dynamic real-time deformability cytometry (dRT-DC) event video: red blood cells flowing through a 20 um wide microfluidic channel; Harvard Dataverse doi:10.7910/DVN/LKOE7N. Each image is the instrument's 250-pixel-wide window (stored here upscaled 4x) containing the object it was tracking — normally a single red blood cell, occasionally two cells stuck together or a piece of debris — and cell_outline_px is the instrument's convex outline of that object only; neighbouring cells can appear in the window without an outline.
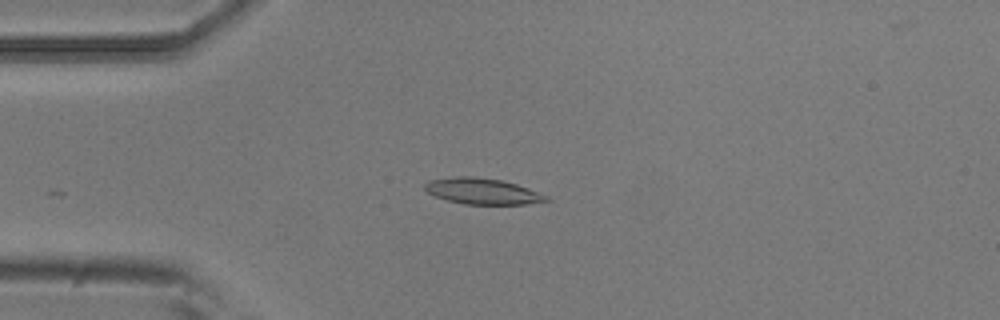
{"species": "common noctule bat (a hibernating species)", "species_latin": "Nyctalus noctula", "temperature_condition": "room temperature", "stored_images_in_passage": 5, "camera_frame_rate_fps": 3000, "um_per_image_px": 0.085, "animal": {"sex": "male", "body_mass_g": 20.5, "forearm_length_mm": 52.5}, "frame": {"image": 1, "passage_image": 3, "time_ms": 0.667, "image_size_px": [1000, 320], "cell_outline_px": [[552, 200], [528, 204], [464, 204], [448, 200], [436, 196], [428, 192], [424, 188], [424, 184], [428, 180], [456, 176], [472, 176], [500, 180], [516, 184], [528, 188], [548, 196]], "centroid_in_image_um": [41.01, 16.25], "position_along_channel_um": 44.0, "area_um2": 18.32}}
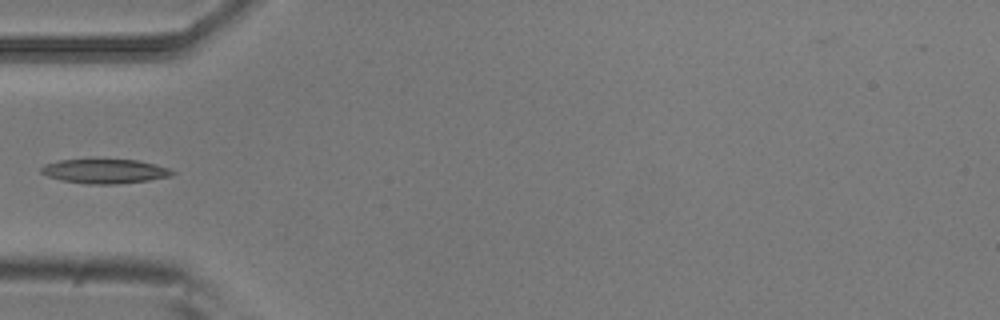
{"frame": {"image": 2, "passage_image": 4, "time_ms": 1.0, "image_size_px": [1000, 320], "cell_outline_px": [[176, 172], [172, 176], [148, 180], [116, 184], [88, 184], [64, 180], [48, 176], [40, 172], [40, 168], [44, 164], [60, 160], [136, 160], [156, 164], [168, 168]], "centroid_in_image_um": [8.93, 14.55], "position_along_channel_um": 76.1, "area_um2": 18.38}}
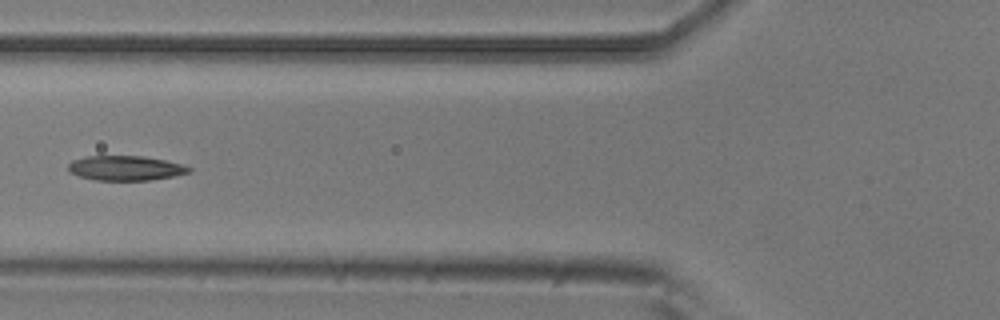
{"frame": {"image": 3, "passage_image": 5, "time_ms": 1.333, "image_size_px": [1000, 320], "cell_outline_px": [[192, 172], [172, 176], [148, 180], [96, 180], [80, 176], [68, 172], [68, 164], [72, 160], [88, 156], [144, 156], [164, 160], [180, 164], [192, 168]], "centroid_in_image_um": [10.65, 14.28], "position_along_channel_um": 115.2, "area_um2": 17.28}}